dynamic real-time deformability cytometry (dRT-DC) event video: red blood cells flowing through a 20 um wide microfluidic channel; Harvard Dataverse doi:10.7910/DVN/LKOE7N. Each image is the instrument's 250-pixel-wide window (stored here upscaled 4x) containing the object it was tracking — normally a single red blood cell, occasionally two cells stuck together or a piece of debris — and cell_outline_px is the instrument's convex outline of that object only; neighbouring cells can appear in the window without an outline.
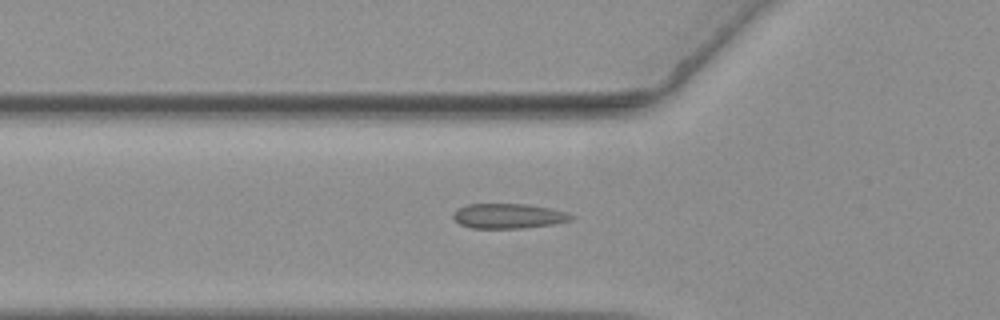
{"species": "common noctule bat (a hibernating species)", "species_latin": "Nyctalus noctula", "temperature_condition": "warm", "stored_images_in_passage": 47, "camera_frame_rate_fps": 3000, "um_per_image_px": 0.085, "animal": {"sex": "female", "body_mass_g": 19.3, "forearm_length_mm": 54.1}, "frame": {"image": 1, "passage_image": 13, "time_ms": 4.0, "image_size_px": [1000, 320], "cell_outline_px": [[572, 216], [568, 220], [552, 224], [524, 228], [472, 228], [460, 224], [452, 216], [456, 208], [468, 204], [524, 204], [552, 208], [564, 212]], "centroid_in_image_um": [43.14, 18.35], "position_along_channel_um": 82.7, "area_um2": 16.88}}
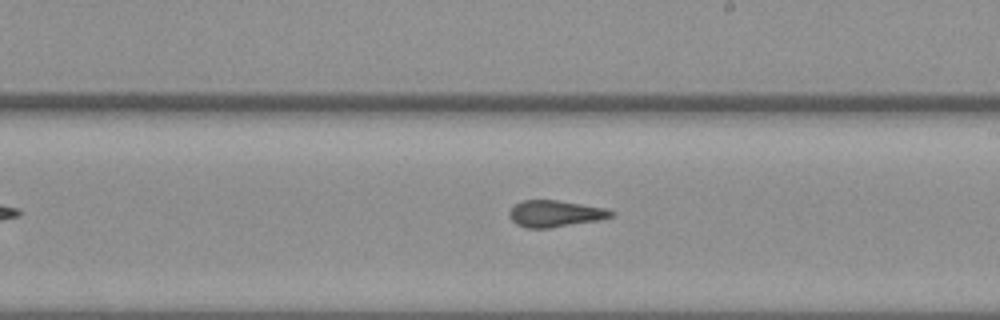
{"frame": {"image": 2, "passage_image": 26, "time_ms": 8.333, "image_size_px": [1000, 320], "cell_outline_px": [[616, 212], [612, 216], [596, 220], [548, 228], [524, 228], [516, 224], [508, 216], [508, 212], [520, 200], [556, 200], [608, 208]], "centroid_in_image_um": [47.16, 18.15], "position_along_channel_um": 241.8, "area_um2": 15.72}}
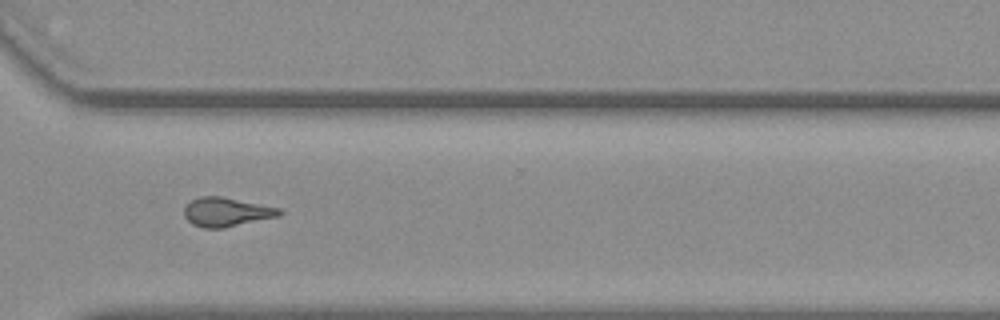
{"frame": {"image": 3, "passage_image": 35, "time_ms": 11.333, "image_size_px": [1000, 320], "cell_outline_px": [[284, 212], [280, 216], [224, 228], [204, 228], [192, 224], [184, 216], [184, 208], [192, 200], [200, 196], [224, 196], [280, 208]], "centroid_in_image_um": [19.28, 18.02], "position_along_channel_um": 351.3, "area_um2": 16.24}}